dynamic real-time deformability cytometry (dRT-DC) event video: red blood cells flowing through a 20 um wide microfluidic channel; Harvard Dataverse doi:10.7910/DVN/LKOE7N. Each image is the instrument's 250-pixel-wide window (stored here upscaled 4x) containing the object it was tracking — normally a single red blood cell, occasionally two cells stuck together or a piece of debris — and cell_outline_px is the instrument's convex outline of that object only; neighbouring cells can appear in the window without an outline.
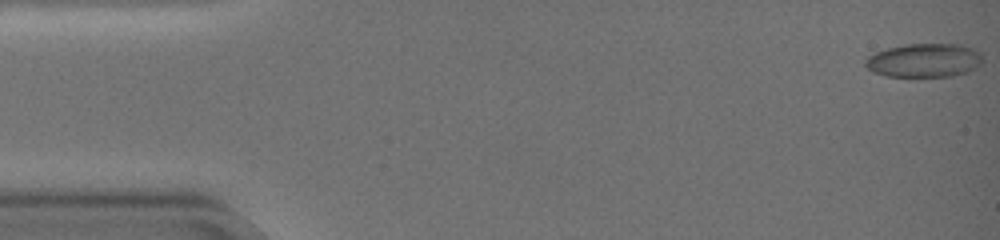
{"species": "common noctule bat (a hibernating species)", "species_latin": "Nyctalus noctula", "temperature_condition": "warm", "stored_images_in_passage": 59, "camera_frame_rate_fps": 3000, "um_per_image_px": 0.085, "animal": {"sex": "female", "body_mass_g": 19.0, "forearm_length_mm": 51.5}, "frame": {"image": 1, "passage_image": 1, "time_ms": 0.0, "image_size_px": [1000, 240], "cell_outline_px": [[980, 64], [976, 68], [968, 72], [952, 76], [888, 76], [872, 72], [864, 64], [864, 60], [868, 56], [876, 52], [888, 48], [904, 44], [960, 44], [972, 48], [980, 52]], "centroid_in_image_um": [78.54, 5.13], "position_along_channel_um": 6.5, "area_um2": 23.0}}
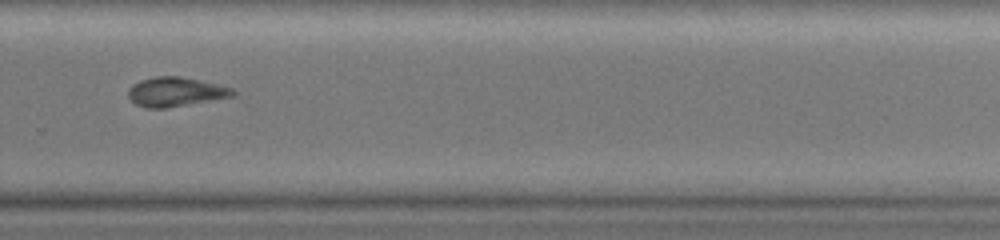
{"frame": {"image": 2, "passage_image": 42, "time_ms": 13.667, "image_size_px": [1000, 240], "cell_outline_px": [[236, 92], [232, 96], [212, 100], [168, 108], [148, 108], [136, 104], [128, 96], [128, 88], [132, 84], [140, 80], [156, 76], [180, 76], [200, 80], [232, 88]], "centroid_in_image_um": [14.89, 7.8], "position_along_channel_um": 314.9, "area_um2": 17.8}}
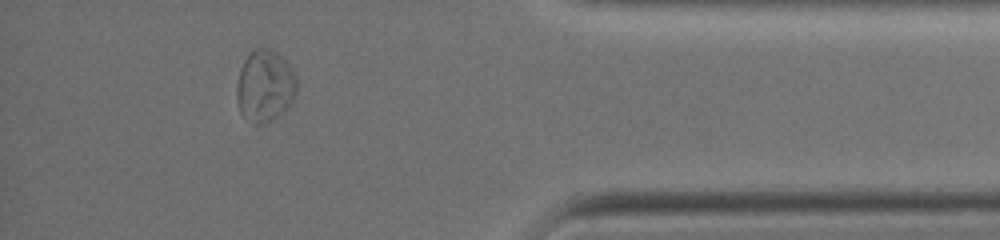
{"frame": {"image": 3, "passage_image": 53, "time_ms": 17.333, "image_size_px": [1000, 240], "cell_outline_px": [[296, 92], [288, 108], [280, 116], [264, 124], [252, 124], [240, 112], [236, 100], [236, 84], [240, 68], [248, 52], [252, 48], [268, 48], [276, 52], [288, 64], [296, 80]], "centroid_in_image_um": [22.48, 7.32], "position_along_channel_um": 412.7, "area_um2": 25.43}, "authors_computed_cell_mechanics": {"area_um2": 18.6694, "velocity_mm_per_s": 3.2769, "shape_relaxation_time_tau1_ms": 5.1813, "shape_relaxation_time_tau2_ms": 3.8291, "deformation_change_tau1": 0.1587, "deformation_change_tau2": 0.0752}}